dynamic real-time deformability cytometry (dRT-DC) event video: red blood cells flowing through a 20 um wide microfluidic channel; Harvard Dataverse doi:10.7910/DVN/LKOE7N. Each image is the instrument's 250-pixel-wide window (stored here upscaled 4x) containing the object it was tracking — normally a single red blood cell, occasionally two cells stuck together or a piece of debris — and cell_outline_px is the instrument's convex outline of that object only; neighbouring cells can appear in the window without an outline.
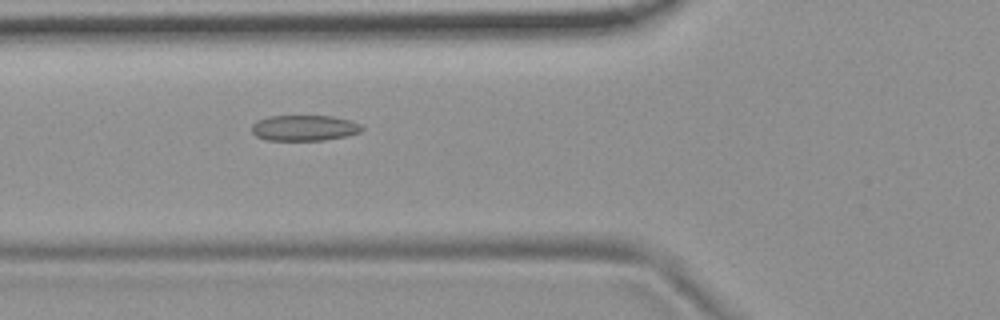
{"species": "common noctule bat (a hibernating species)", "species_latin": "Nyctalus noctula", "temperature_condition": "room temperature", "stored_images_in_passage": 43, "camera_frame_rate_fps": 3000, "um_per_image_px": 0.085, "animal": {"sex": "female", "body_mass_g": 19.9}, "frame": {"image": 1, "passage_image": 9, "time_ms": 2.667, "image_size_px": [1000, 320], "cell_outline_px": [[364, 128], [360, 132], [348, 136], [324, 140], [268, 140], [256, 136], [252, 132], [252, 124], [256, 120], [268, 116], [332, 116], [348, 120], [360, 124]], "centroid_in_image_um": [25.85, 10.87], "position_along_channel_um": 99.9, "area_um2": 16.53}}
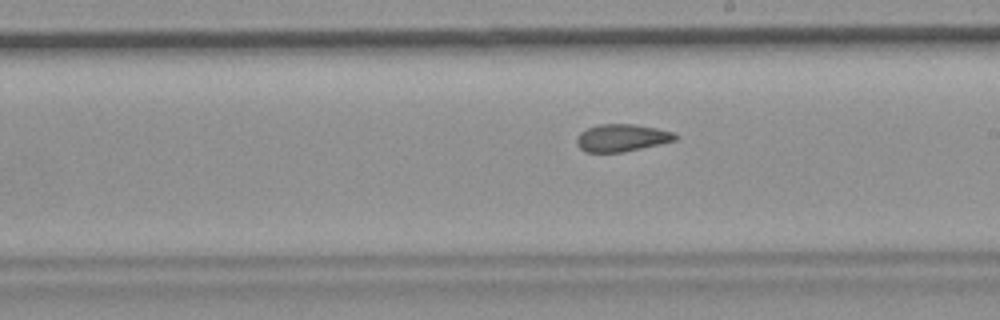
{"frame": {"image": 2, "passage_image": 20, "time_ms": 6.333, "image_size_px": [1000, 320], "cell_outline_px": [[680, 136], [676, 140], [660, 144], [624, 152], [584, 152], [576, 144], [576, 136], [580, 132], [588, 128], [600, 124], [636, 124], [676, 132]], "centroid_in_image_um": [52.87, 11.71], "position_along_channel_um": 236.1, "area_um2": 15.95}}
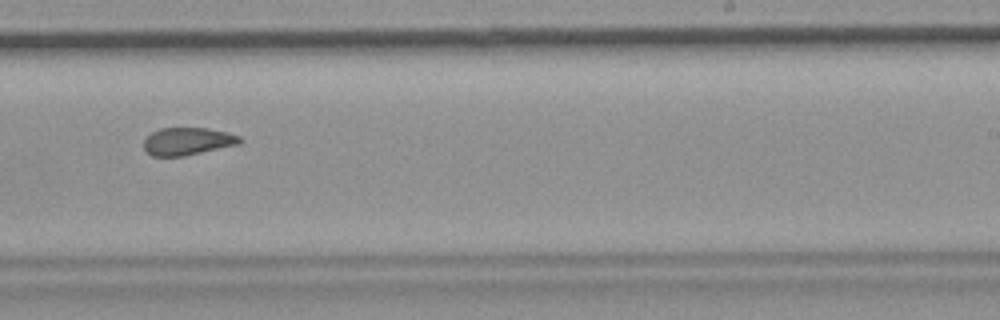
{"frame": {"image": 3, "passage_image": 23, "time_ms": 7.333, "image_size_px": [1000, 320], "cell_outline_px": [[244, 140], [240, 144], [184, 156], [152, 156], [144, 148], [144, 140], [152, 132], [160, 128], [208, 128], [228, 132], [240, 136]], "centroid_in_image_um": [15.99, 12.0], "position_along_channel_um": 273.0, "area_um2": 15.49}, "authors_computed_cell_mechanics": {"area_um2": 16.473, "velocity_mm_per_s": 3.7189, "shape_relaxation_time_tau1_ms": null, "shape_relaxation_time_tau2_ms": 2.3217, "deformation_change_tau1": null, "deformation_change_tau2": 0.094}}